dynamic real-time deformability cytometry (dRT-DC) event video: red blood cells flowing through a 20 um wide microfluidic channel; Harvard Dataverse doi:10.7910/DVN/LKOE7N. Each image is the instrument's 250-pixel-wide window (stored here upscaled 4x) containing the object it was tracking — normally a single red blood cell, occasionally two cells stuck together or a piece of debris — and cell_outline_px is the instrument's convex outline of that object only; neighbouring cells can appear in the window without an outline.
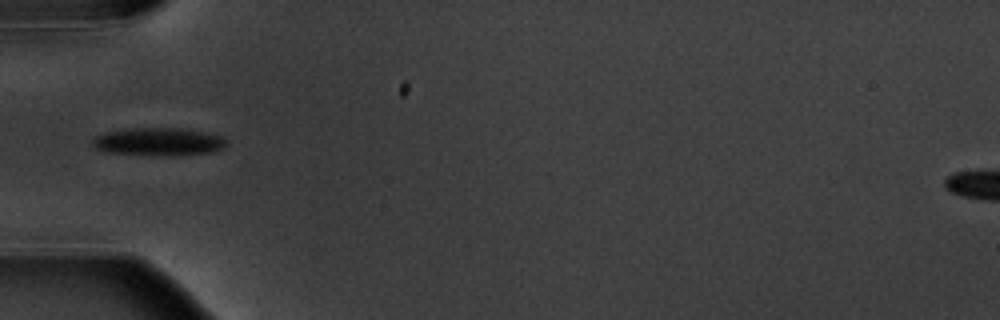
{"species": "common noctule bat (a hibernating species)", "species_latin": "Nyctalus noctula", "temperature_condition": "warm", "stored_images_in_passage": 11, "camera_frame_rate_fps": 3000, "um_per_image_px": 0.085, "animal": {"sex": "male", "body_mass_g": 20.1, "forearm_length_mm": 53.5}, "frame": {"image": 1, "passage_image": 1, "time_ms": 0.0, "image_size_px": [1000, 320], "cell_outline_px": [[228, 144], [224, 148], [212, 152], [108, 152], [96, 148], [92, 144], [92, 140], [96, 136], [104, 132], [132, 128], [180, 128], [204, 132], [224, 136]], "centroid_in_image_um": [13.5, 11.97], "position_along_channel_um": 71.5, "area_um2": 20.29}}
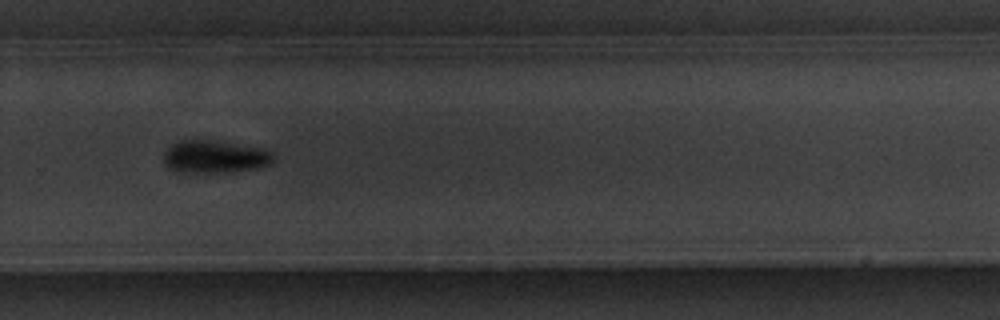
{"frame": {"image": 2, "passage_image": 7, "time_ms": 6.667, "image_size_px": [1000, 320], "cell_outline_px": [[276, 156], [268, 164], [256, 168], [236, 172], [180, 172], [172, 168], [164, 160], [164, 152], [172, 144], [180, 140], [212, 140], [256, 148], [272, 152]], "centroid_in_image_um": [18.25, 13.32], "position_along_channel_um": 311.6, "area_um2": 20.4}}
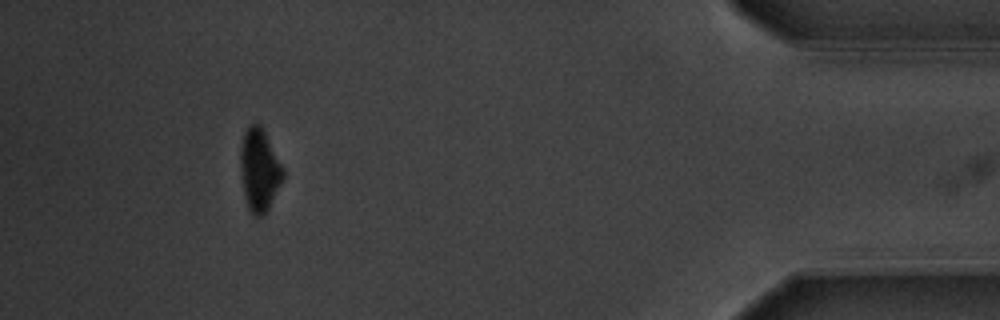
{"frame": {"image": 3, "passage_image": 10, "time_ms": 11.0, "image_size_px": [1000, 320], "cell_outline_px": [[284, 176], [268, 208], [260, 216], [256, 216], [248, 208], [244, 196], [240, 168], [240, 144], [244, 132], [248, 124], [260, 124], [284, 172]], "centroid_in_image_um": [22.0, 14.42], "position_along_channel_um": 413.2, "area_um2": 19.94}, "authors_computed_cell_mechanics": {"area_um2": 20.4034, "velocity_mm_per_s": 3.6024, "shape_relaxation_time_tau1_ms": 1.7071, "shape_relaxation_time_tau2_ms": null, "deformation_change_tau1": 0.113, "deformation_change_tau2": null}}